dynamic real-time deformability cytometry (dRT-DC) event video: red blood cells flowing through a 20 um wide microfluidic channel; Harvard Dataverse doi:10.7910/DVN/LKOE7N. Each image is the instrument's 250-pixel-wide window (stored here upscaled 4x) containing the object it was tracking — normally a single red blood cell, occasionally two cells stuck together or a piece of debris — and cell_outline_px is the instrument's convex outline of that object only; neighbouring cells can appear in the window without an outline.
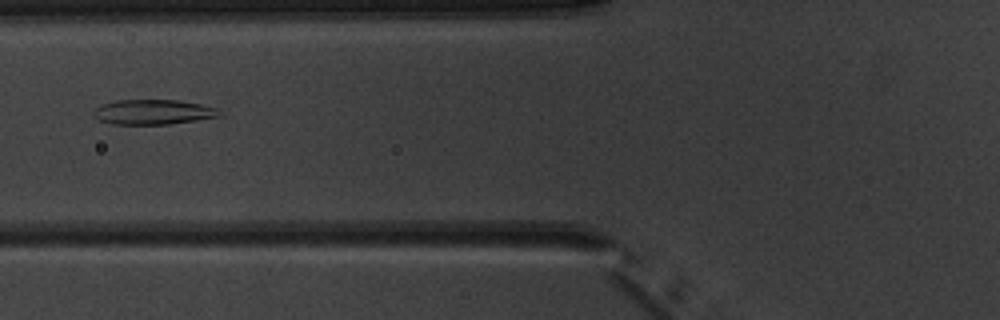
{"species": "common noctule bat (a hibernating species)", "species_latin": "Nyctalus noctula", "temperature_condition": "warm", "stored_images_in_passage": 3, "camera_frame_rate_fps": 3000, "um_per_image_px": 0.085, "animal": {"sex": "male", "body_mass_g": 20.1, "forearm_length_mm": 53.5}, "frame": {"image": 1, "passage_image": 2, "time_ms": 1.333, "image_size_px": [1000, 320], "cell_outline_px": [[220, 116], [196, 120], [168, 124], [112, 124], [100, 120], [92, 116], [92, 112], [100, 104], [116, 100], [180, 100], [200, 104], [216, 108]], "centroid_in_image_um": [12.95, 9.51], "position_along_channel_um": 112.9, "area_um2": 18.21}}
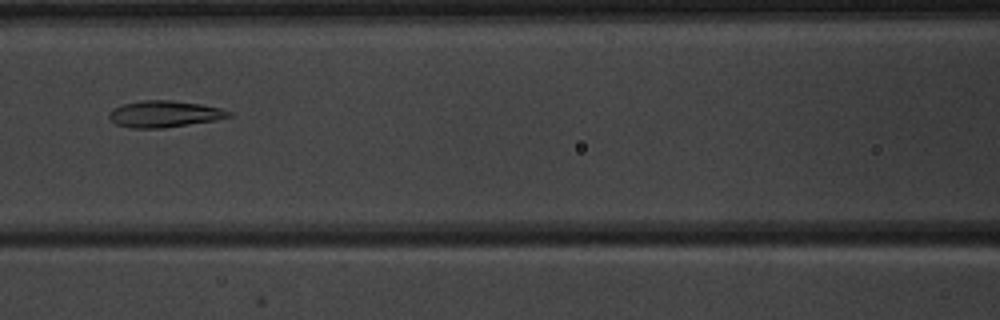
{"frame": {"image": 2, "passage_image": 3, "time_ms": 2.333, "image_size_px": [1000, 320], "cell_outline_px": [[232, 116], [216, 120], [164, 128], [128, 128], [116, 124], [108, 116], [112, 108], [124, 104], [140, 100], [172, 100], [200, 104], [220, 108], [232, 112]], "centroid_in_image_um": [13.97, 9.69], "position_along_channel_um": 152.6, "area_um2": 18.55}}